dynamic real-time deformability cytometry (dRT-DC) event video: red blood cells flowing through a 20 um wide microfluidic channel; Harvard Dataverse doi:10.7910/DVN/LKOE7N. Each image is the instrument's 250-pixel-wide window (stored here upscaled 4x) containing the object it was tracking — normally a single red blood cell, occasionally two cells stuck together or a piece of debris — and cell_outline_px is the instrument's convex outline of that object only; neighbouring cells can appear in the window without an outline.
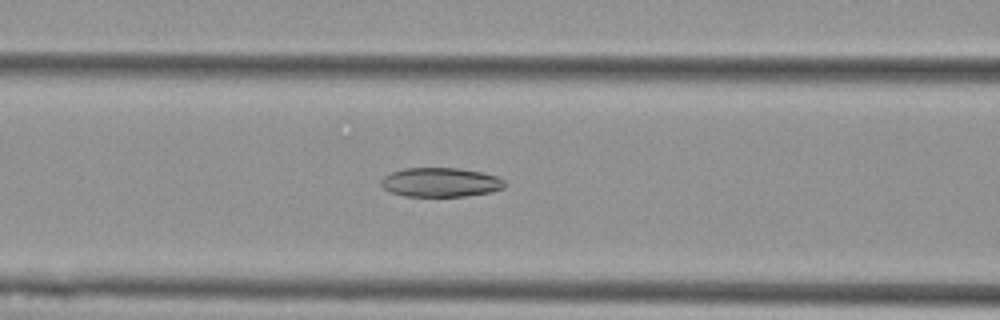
{"species": "Egyptian fruit bat (a non-hibernating species)", "species_latin": "Rousettus aegyptiacus", "temperature_condition": "cold", "stored_images_in_passage": 52, "camera_frame_rate_fps": 3000, "um_per_image_px": 0.085, "animal": {"sex": "female"}, "frame": {"image": 1, "passage_image": 19, "time_ms": 6.0, "image_size_px": [1000, 320], "cell_outline_px": [[504, 188], [492, 192], [464, 196], [404, 196], [392, 192], [384, 188], [380, 184], [380, 180], [384, 176], [392, 172], [404, 168], [460, 168], [480, 172], [496, 176], [504, 180]], "centroid_in_image_um": [37.44, 15.49], "position_along_channel_um": 129.2, "area_um2": 20.98}}
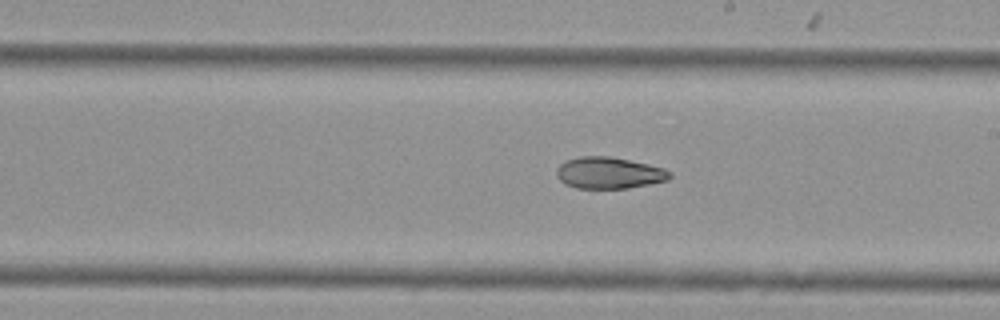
{"frame": {"image": 2, "passage_image": 28, "time_ms": 9.0, "image_size_px": [1000, 320], "cell_outline_px": [[672, 176], [668, 180], [628, 188], [576, 188], [564, 184], [556, 176], [556, 168], [560, 164], [568, 160], [580, 156], [608, 156], [648, 164], [664, 168], [672, 172]], "centroid_in_image_um": [51.76, 14.7], "position_along_channel_um": 237.2, "area_um2": 20.81}}
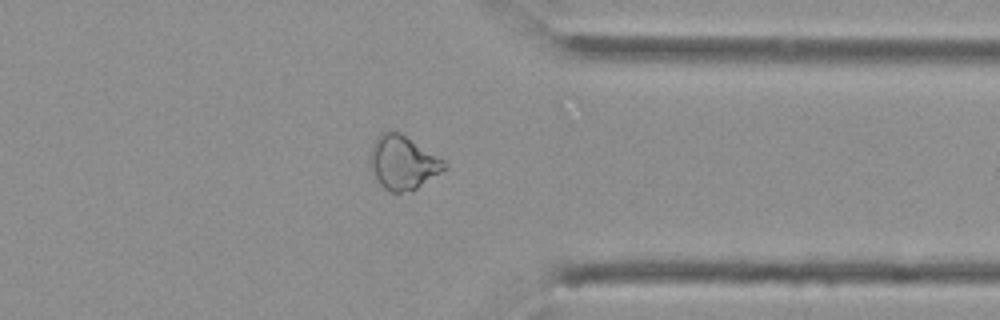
{"frame": {"image": 3, "passage_image": 40, "time_ms": 13.0, "image_size_px": [1000, 320], "cell_outline_px": [[448, 168], [412, 192], [388, 192], [380, 184], [368, 168], [368, 156], [372, 144], [380, 132], [388, 128], [392, 128], [400, 132], [444, 160], [448, 164]], "centroid_in_image_um": [34.2, 13.8], "position_along_channel_um": 377.2, "area_um2": 24.1}, "authors_computed_cell_mechanics": {"area_um2": 23.8425, "velocity_mm_per_s": 3.6174, "shape_relaxation_time_tau1_ms": null, "shape_relaxation_time_tau2_ms": 5.5888, "deformation_change_tau1": null, "deformation_change_tau2": 0.115}}